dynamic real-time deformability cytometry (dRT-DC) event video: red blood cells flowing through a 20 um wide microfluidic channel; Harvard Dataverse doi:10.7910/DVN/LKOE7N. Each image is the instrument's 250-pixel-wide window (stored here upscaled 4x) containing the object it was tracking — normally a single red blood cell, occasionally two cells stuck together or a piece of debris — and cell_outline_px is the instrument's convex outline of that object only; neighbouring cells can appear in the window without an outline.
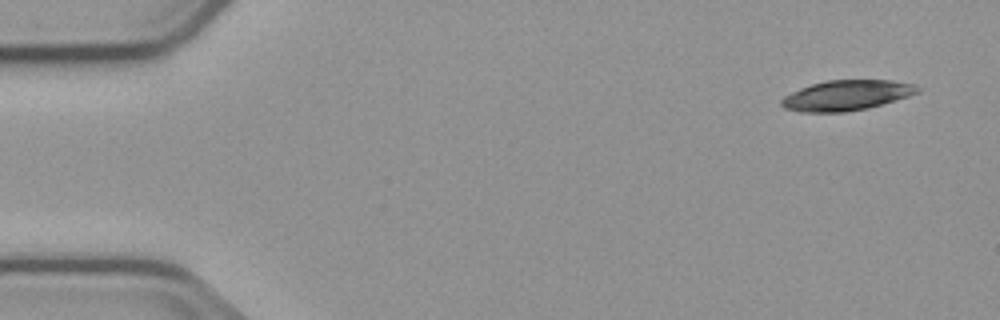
{"species": "common noctule bat (a hibernating species)", "species_latin": "Nyctalus noctula", "temperature_condition": "cold", "stored_images_in_passage": 5, "camera_frame_rate_fps": 3000, "um_per_image_px": 0.085, "animal": {"sex": "male", "body_mass_g": 23.1, "forearm_length_mm": 52.7}, "frame": {"image": 1, "passage_image": 1, "time_ms": 0.0, "image_size_px": [1000, 320], "cell_outline_px": [[920, 92], [908, 96], [868, 108], [844, 112], [800, 112], [784, 108], [780, 104], [780, 100], [784, 96], [800, 88], [812, 84], [828, 80], [892, 80], [912, 84], [920, 88]], "centroid_in_image_um": [71.93, 8.1], "position_along_channel_um": 13.1, "area_um2": 23.87}}
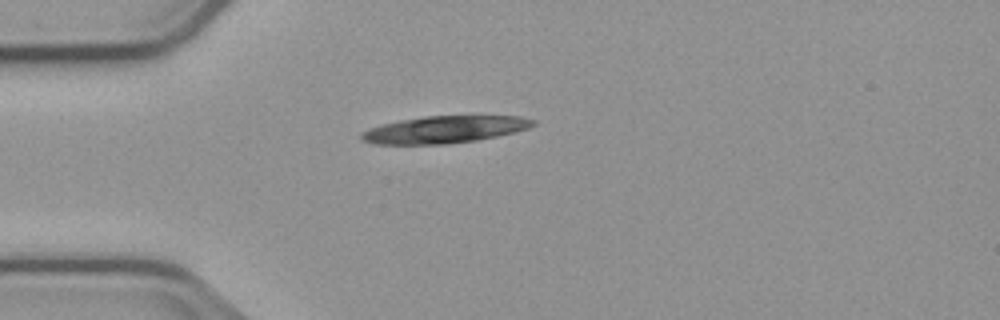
{"frame": {"image": 2, "passage_image": 4, "time_ms": 3.667, "image_size_px": [1000, 320], "cell_outline_px": [[536, 124], [528, 128], [496, 136], [476, 140], [448, 144], [372, 144], [360, 140], [360, 132], [368, 128], [380, 124], [400, 120], [424, 116], [520, 116], [536, 120]], "centroid_in_image_um": [37.71, 11.01], "position_along_channel_um": 47.3, "area_um2": 27.22}}